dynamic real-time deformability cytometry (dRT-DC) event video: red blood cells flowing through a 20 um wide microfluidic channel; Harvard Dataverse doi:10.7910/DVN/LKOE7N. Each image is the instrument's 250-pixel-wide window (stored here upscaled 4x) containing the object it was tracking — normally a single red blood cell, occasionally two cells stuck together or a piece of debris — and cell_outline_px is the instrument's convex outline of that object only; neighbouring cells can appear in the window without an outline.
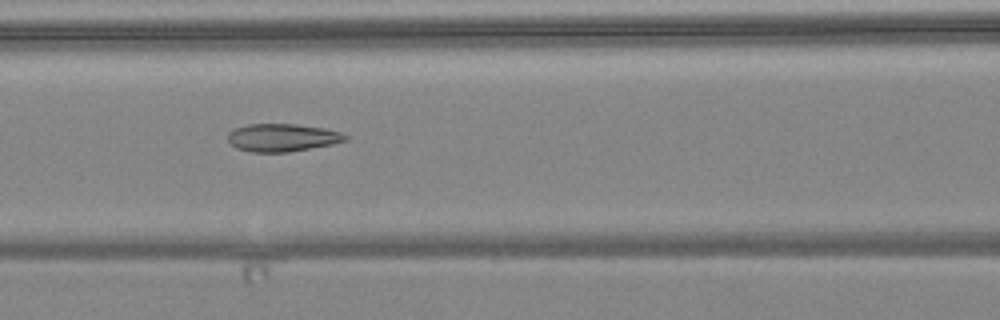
{"species": "common noctule bat (a hibernating species)", "species_latin": "Nyctalus noctula", "temperature_condition": "warm", "stored_images_in_passage": 7, "camera_frame_rate_fps": 3000, "um_per_image_px": 0.085, "animal": {"sex": "female", "body_mass_g": 24.6, "forearm_length_mm": 56.2}, "frame": {"image": 1, "passage_image": 6, "time_ms": 5.667, "image_size_px": [1000, 320], "cell_outline_px": [[348, 140], [332, 144], [288, 152], [252, 152], [236, 148], [228, 140], [228, 132], [236, 128], [248, 124], [296, 124], [324, 128], [340, 132], [348, 136]], "centroid_in_image_um": [24.0, 11.69], "position_along_channel_um": 142.6, "area_um2": 18.96}}
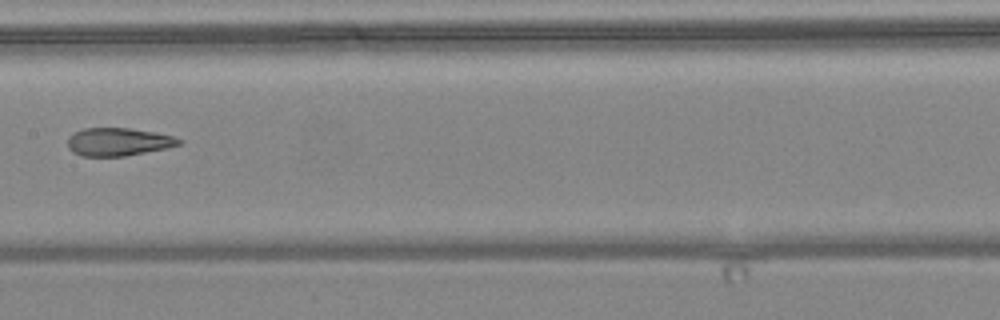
{"frame": {"image": 2, "passage_image": 7, "time_ms": 7.0, "image_size_px": [1000, 320], "cell_outline_px": [[184, 140], [180, 144], [168, 148], [124, 156], [80, 156], [72, 152], [68, 148], [68, 140], [76, 132], [84, 128], [128, 128], [156, 132], [172, 136]], "centroid_in_image_um": [10.08, 12.06], "position_along_channel_um": 197.3, "area_um2": 18.09}}